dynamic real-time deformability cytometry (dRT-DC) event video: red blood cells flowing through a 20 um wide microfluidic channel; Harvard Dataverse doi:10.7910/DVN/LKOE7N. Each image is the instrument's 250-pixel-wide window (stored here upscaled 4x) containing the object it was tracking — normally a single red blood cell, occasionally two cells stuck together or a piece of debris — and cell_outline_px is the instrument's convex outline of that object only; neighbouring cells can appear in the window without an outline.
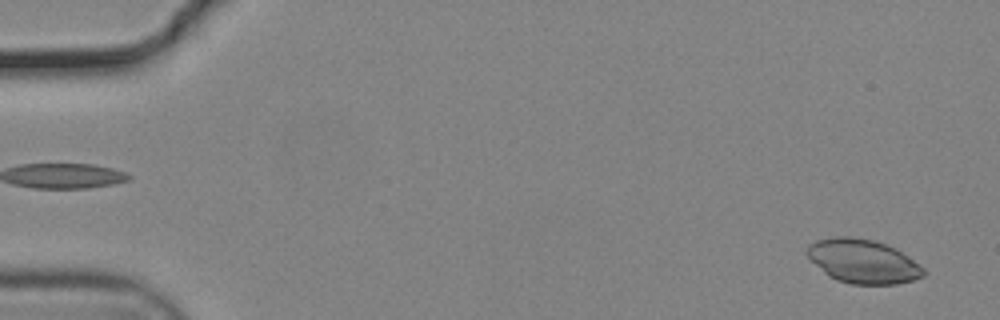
{"species": "common noctule bat (a hibernating species)", "species_latin": "Nyctalus noctula", "temperature_condition": "cold", "stored_images_in_passage": 54, "camera_frame_rate_fps": 3000, "um_per_image_px": 0.085, "animal": {"sex": "male", "body_mass_g": 19.2, "forearm_length_mm": 51.8}, "frame": {"image": 1, "passage_image": 2, "time_ms": 0.333, "image_size_px": [1000, 320], "cell_outline_px": [[924, 276], [912, 280], [896, 284], [852, 284], [836, 280], [828, 276], [804, 252], [808, 244], [816, 240], [836, 236], [852, 236], [872, 240], [896, 248], [908, 256], [924, 268]], "centroid_in_image_um": [73.33, 22.2], "position_along_channel_um": 11.7, "area_um2": 29.77}}